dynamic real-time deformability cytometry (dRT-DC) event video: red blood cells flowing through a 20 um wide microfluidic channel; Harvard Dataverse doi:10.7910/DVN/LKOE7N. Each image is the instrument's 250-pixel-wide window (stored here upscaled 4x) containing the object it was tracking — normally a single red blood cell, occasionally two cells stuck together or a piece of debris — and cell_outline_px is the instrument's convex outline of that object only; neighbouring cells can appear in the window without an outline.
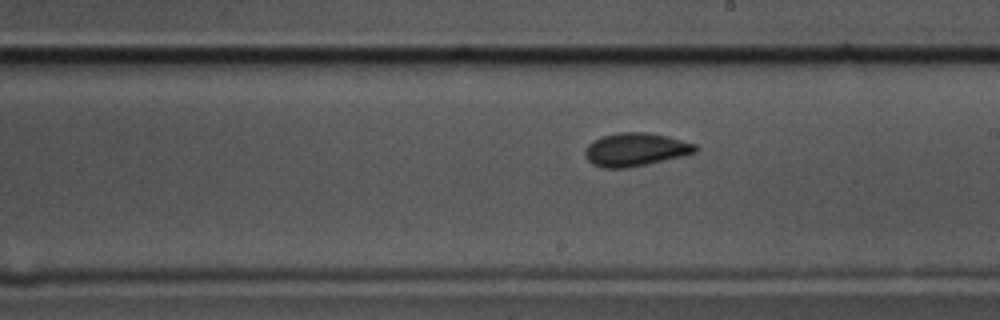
{"species": "common noctule bat (a hibernating species)", "species_latin": "Nyctalus noctula", "temperature_condition": "cold", "stored_images_in_passage": 17, "camera_frame_rate_fps": 3000, "um_per_image_px": 0.085, "animal": {"sex": "male", "body_mass_g": 17.5, "forearm_length_mm": 52.3}, "frame": {"image": 1, "passage_image": 10, "time_ms": 3.0, "image_size_px": [1000, 320], "cell_outline_px": [[700, 148], [696, 152], [684, 156], [628, 168], [600, 168], [592, 164], [584, 156], [584, 148], [592, 140], [604, 136], [620, 132], [648, 132], [668, 136], [696, 144]], "centroid_in_image_um": [54.01, 12.71], "position_along_channel_um": 235.0, "area_um2": 21.68}}
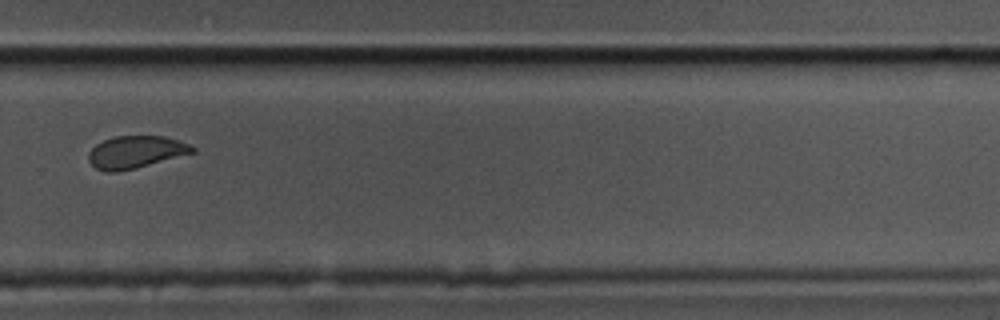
{"frame": {"image": 2, "passage_image": 12, "time_ms": 3.667, "image_size_px": [1000, 320], "cell_outline_px": [[196, 152], [136, 168], [116, 172], [108, 172], [96, 168], [88, 160], [88, 152], [96, 144], [104, 140], [116, 136], [164, 136], [180, 140], [196, 148]], "centroid_in_image_um": [11.55, 12.92], "position_along_channel_um": 318.3, "area_um2": 19.59}}